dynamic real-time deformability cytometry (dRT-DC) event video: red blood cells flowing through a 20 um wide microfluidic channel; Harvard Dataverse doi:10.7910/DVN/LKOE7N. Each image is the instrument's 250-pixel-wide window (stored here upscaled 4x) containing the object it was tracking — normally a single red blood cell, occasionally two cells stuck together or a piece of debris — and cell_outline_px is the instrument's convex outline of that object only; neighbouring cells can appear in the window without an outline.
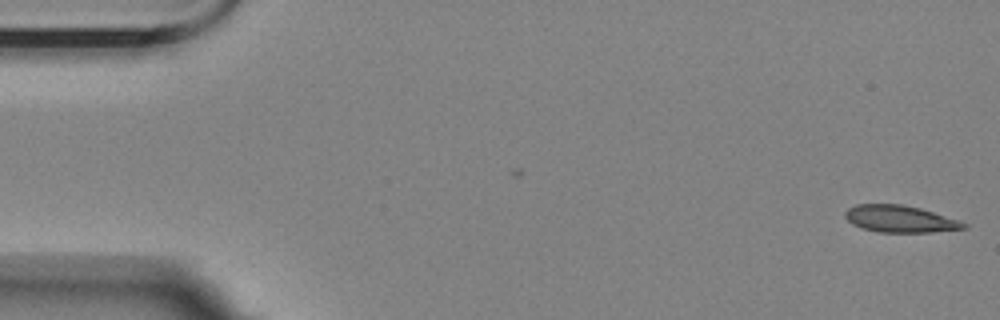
{"species": "Egyptian fruit bat (a non-hibernating species)", "species_latin": "Rousettus aegyptiacus", "temperature_condition": "room temperature", "stored_images_in_passage": 11, "camera_frame_rate_fps": 3000, "um_per_image_px": 0.085, "animal": {"sex": "female"}, "frame": {"image": 1, "passage_image": 1, "time_ms": 0.0, "image_size_px": [1000, 320], "cell_outline_px": [[968, 228], [932, 232], [880, 232], [860, 228], [852, 224], [844, 216], [844, 212], [848, 208], [856, 204], [900, 204], [920, 208], [968, 224]], "centroid_in_image_um": [76.45, 18.61], "position_along_channel_um": 8.6, "area_um2": 18.5}}